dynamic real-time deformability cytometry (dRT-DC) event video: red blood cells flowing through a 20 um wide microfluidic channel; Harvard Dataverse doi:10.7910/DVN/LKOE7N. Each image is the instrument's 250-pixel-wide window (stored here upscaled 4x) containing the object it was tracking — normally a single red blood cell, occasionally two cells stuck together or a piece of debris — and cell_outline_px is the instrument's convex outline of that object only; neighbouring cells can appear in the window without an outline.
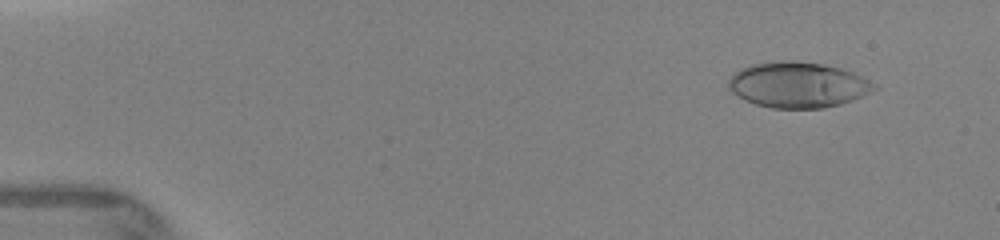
{"species": "human", "species_latin": "Homo sapiens", "temperature_condition": "warm", "stored_images_in_passage": 9, "camera_frame_rate_fps": 3000, "um_per_image_px": 0.085, "donor": {"sex": "female"}, "frame": {"image": 1, "passage_image": 2, "time_ms": 0.667, "image_size_px": [1000, 240], "cell_outline_px": [[876, 88], [852, 100], [840, 104], [824, 108], [772, 108], [756, 104], [744, 100], [732, 92], [728, 88], [728, 80], [740, 68], [752, 64], [780, 60], [792, 60], [824, 64], [840, 68], [852, 72], [876, 84]], "centroid_in_image_um": [67.78, 7.2], "position_along_channel_um": 17.2, "area_um2": 38.55}}
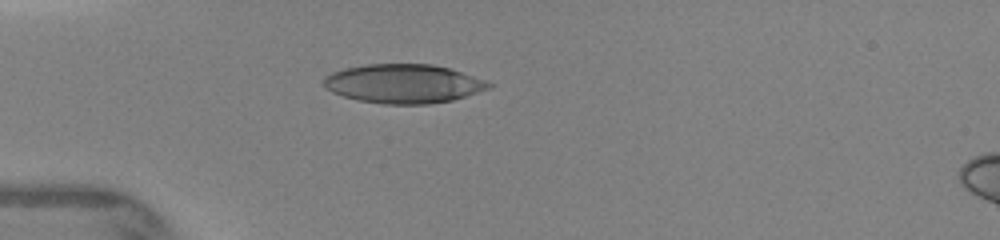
{"frame": {"image": 2, "passage_image": 7, "time_ms": 3.667, "image_size_px": [1000, 240], "cell_outline_px": [[492, 88], [452, 100], [428, 104], [384, 104], [356, 100], [332, 92], [324, 88], [324, 76], [332, 72], [344, 68], [368, 64], [432, 64], [448, 68], [484, 80], [492, 84]], "centroid_in_image_um": [34.26, 7.12], "position_along_channel_um": 50.7, "area_um2": 37.4}}